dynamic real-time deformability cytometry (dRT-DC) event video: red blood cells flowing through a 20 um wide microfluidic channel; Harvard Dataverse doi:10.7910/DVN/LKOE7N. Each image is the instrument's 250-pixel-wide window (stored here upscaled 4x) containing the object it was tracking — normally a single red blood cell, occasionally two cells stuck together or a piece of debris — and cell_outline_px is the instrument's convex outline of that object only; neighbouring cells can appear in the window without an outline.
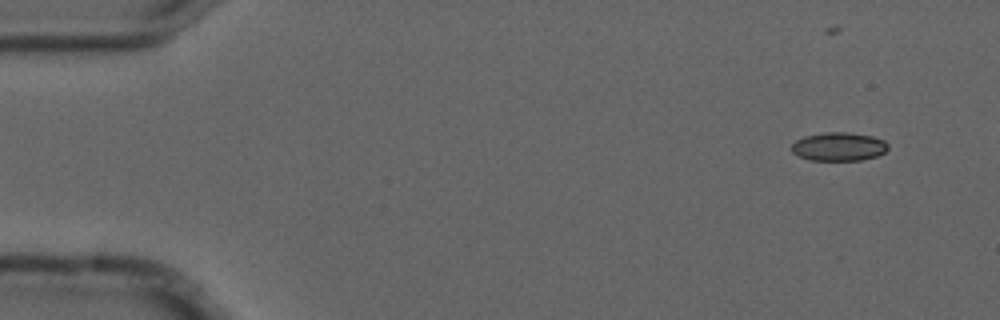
{"species": "common noctule bat (a hibernating species)", "species_latin": "Nyctalus noctula", "temperature_condition": "cold", "stored_images_in_passage": 7, "camera_frame_rate_fps": 3000, "um_per_image_px": 0.085, "animal": {"sex": "male", "forearm_length_mm": 52.5}, "frame": {"image": 1, "passage_image": 1, "time_ms": 0.0, "image_size_px": [1000, 320], "cell_outline_px": [[888, 148], [884, 152], [876, 156], [860, 160], [812, 160], [800, 156], [792, 152], [792, 144], [796, 140], [804, 136], [824, 132], [848, 132], [872, 136], [884, 140], [888, 144]], "centroid_in_image_um": [71.3, 12.45], "position_along_channel_um": 13.7, "area_um2": 15.95}}